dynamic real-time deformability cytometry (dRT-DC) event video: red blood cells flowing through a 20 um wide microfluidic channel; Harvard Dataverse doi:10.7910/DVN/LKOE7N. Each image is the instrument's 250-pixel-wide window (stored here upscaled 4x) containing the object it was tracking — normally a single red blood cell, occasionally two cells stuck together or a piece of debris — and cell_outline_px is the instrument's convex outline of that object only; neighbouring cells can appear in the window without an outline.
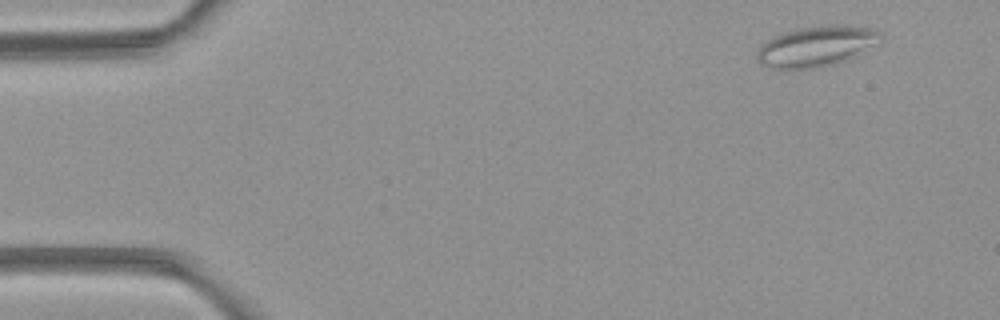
{"species": "common noctule bat (a hibernating species)", "species_latin": "Nyctalus noctula", "temperature_condition": "room temperature", "stored_images_in_passage": 5, "camera_frame_rate_fps": 3000, "um_per_image_px": 0.085, "animal": {"sex": "female", "body_mass_g": 21.9}, "frame": {"image": 1, "passage_image": 5, "time_ms": 5.333, "image_size_px": [1000, 320], "cell_outline_px": [[880, 36], [856, 56], [848, 60], [836, 64], [820, 68], [768, 68], [760, 64], [756, 56], [760, 44], [772, 36], [784, 32], [804, 28], [828, 24], [844, 24], [872, 28], [880, 32]], "centroid_in_image_um": [69.31, 3.94], "position_along_channel_um": 15.7, "area_um2": 28.96}}